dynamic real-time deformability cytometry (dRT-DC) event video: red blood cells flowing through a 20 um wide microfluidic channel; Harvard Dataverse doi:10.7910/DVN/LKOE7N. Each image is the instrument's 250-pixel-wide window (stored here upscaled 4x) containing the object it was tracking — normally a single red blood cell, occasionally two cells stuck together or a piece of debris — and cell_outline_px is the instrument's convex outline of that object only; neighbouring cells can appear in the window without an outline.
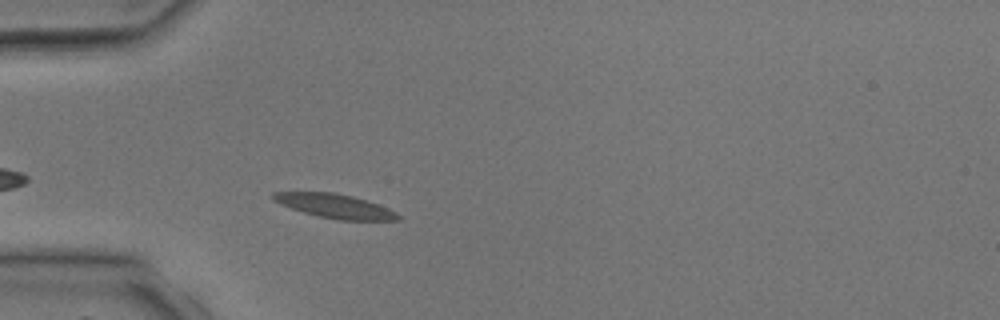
{"species": "common noctule bat (a hibernating species)", "species_latin": "Nyctalus noctula", "temperature_condition": "room temperature", "stored_images_in_passage": 2, "camera_frame_rate_fps": 3000, "um_per_image_px": 0.085, "animal": {"sex": "male", "body_mass_g": 17.9, "forearm_length_mm": 54.2}, "frame": {"image": 1, "passage_image": 2, "time_ms": 1.0, "image_size_px": [1000, 320], "cell_outline_px": [[400, 220], [340, 220], [320, 216], [304, 212], [280, 204], [272, 200], [272, 192], [332, 192], [352, 196], [376, 204], [396, 212], [400, 216]], "centroid_in_image_um": [28.44, 17.51], "position_along_channel_um": 56.6, "area_um2": 17.17}}